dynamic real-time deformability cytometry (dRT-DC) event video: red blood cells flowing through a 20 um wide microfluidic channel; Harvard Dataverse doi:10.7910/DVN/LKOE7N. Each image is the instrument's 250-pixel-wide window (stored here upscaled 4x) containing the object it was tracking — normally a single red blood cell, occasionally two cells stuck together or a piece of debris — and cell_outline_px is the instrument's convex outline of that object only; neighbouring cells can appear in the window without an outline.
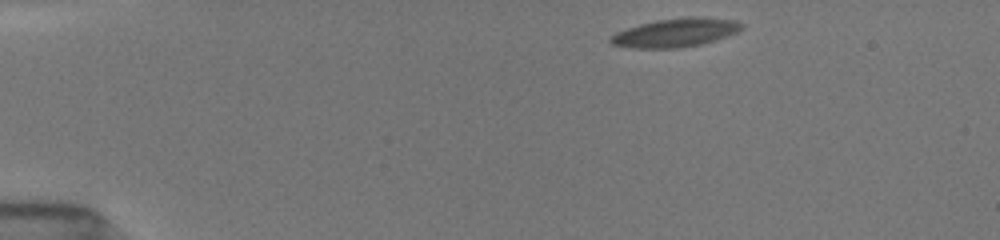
{"species": "common noctule bat (a hibernating species)", "species_latin": "Nyctalus noctula", "temperature_condition": "room temperature", "stored_images_in_passage": 39, "camera_frame_rate_fps": 3000, "um_per_image_px": 0.085, "animal": {"sex": "female", "body_mass_g": 19.5, "forearm_length_mm": 54.1}, "frame": {"image": 1, "passage_image": 1, "time_ms": 0.0, "image_size_px": [1000, 240], "cell_outline_px": [[740, 28], [736, 32], [700, 44], [676, 48], [636, 48], [612, 44], [608, 40], [608, 36], [616, 32], [640, 24], [656, 20], [732, 20], [740, 24]], "centroid_in_image_um": [57.22, 2.84], "position_along_channel_um": 27.8, "area_um2": 20.17}}
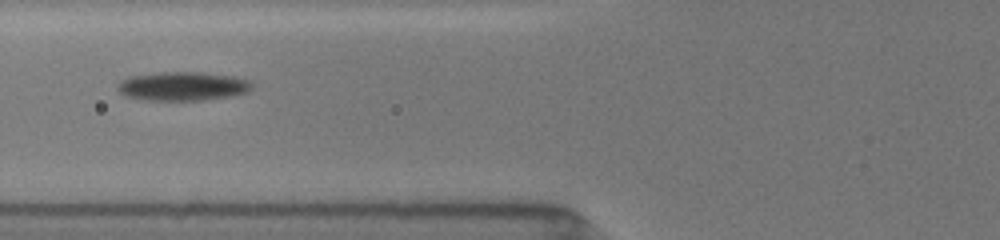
{"frame": {"image": 2, "passage_image": 23, "time_ms": 4.333, "image_size_px": [1000, 240], "cell_outline_px": [[252, 88], [248, 92], [200, 100], [148, 100], [124, 96], [116, 88], [120, 80], [128, 76], [156, 72], [200, 72], [232, 76], [248, 80], [252, 84]], "centroid_in_image_um": [15.45, 7.31], "position_along_channel_um": 110.4, "area_um2": 22.48}}
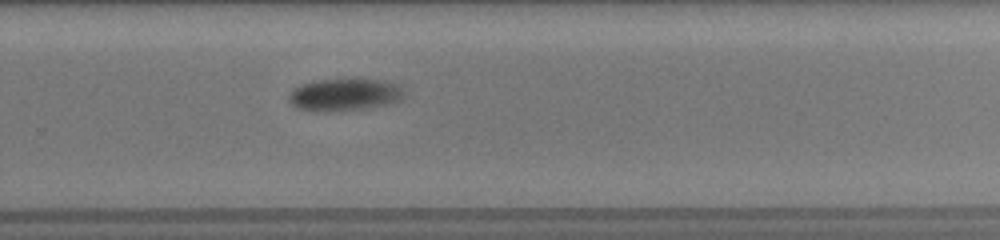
{"frame": {"image": 3, "passage_image": 39, "time_ms": 9.333, "image_size_px": [1000, 240], "cell_outline_px": [[400, 100], [372, 108], [300, 108], [292, 104], [292, 92], [300, 84], [316, 80], [356, 76], [360, 76], [388, 80], [396, 84], [400, 88]], "centroid_in_image_um": [29.4, 7.92], "position_along_channel_um": 300.4, "area_um2": 21.04}}